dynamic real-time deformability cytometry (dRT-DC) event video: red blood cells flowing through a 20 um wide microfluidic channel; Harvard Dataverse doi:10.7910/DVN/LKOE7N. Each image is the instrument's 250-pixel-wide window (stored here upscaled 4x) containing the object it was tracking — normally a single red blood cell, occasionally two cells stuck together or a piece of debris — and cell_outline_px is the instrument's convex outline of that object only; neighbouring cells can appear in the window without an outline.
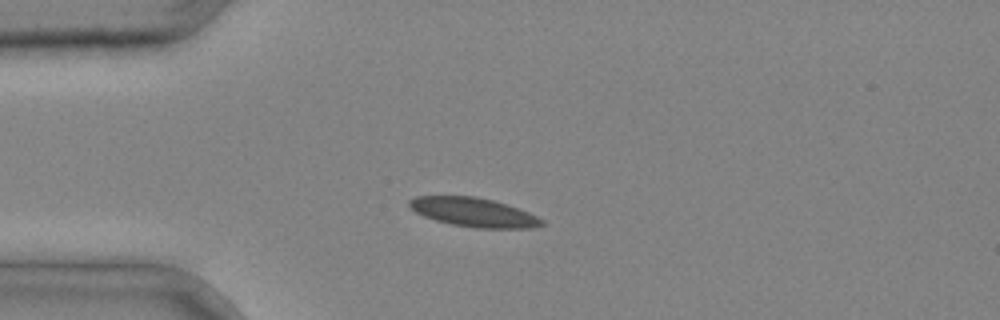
{"species": "common noctule bat (a hibernating species)", "species_latin": "Nyctalus noctula", "temperature_condition": "cold", "stored_images_in_passage": 2, "camera_frame_rate_fps": 3000, "um_per_image_px": 0.085, "animal": {"sex": "male", "body_mass_g": 20.4}, "frame": {"image": 1, "passage_image": 2, "time_ms": 0.333, "image_size_px": [1000, 320], "cell_outline_px": [[544, 224], [536, 228], [472, 228], [452, 224], [436, 220], [424, 216], [416, 212], [408, 204], [408, 200], [416, 196], [476, 196], [492, 200], [528, 212], [544, 220]], "centroid_in_image_um": [40.26, 18.05], "position_along_channel_um": 44.7, "area_um2": 22.25}}